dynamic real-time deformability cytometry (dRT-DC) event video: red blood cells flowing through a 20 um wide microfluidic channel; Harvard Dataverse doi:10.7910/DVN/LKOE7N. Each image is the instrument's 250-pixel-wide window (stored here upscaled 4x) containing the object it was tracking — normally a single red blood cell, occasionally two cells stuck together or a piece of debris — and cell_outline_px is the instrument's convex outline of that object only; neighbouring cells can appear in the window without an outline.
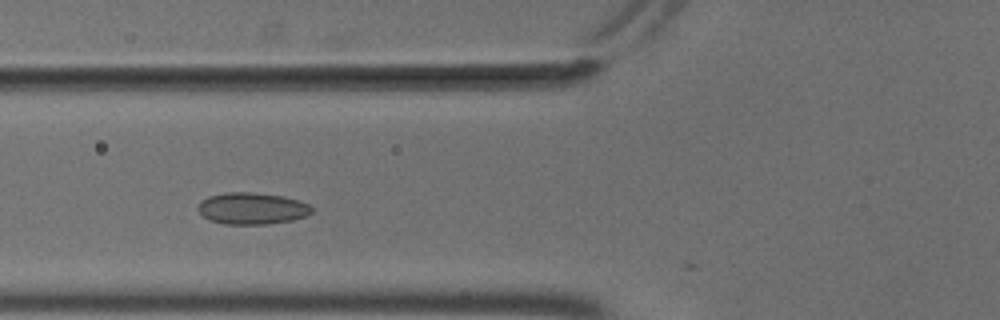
{"species": "common noctule bat (a hibernating species)", "species_latin": "Nyctalus noctula", "temperature_condition": "cold", "stored_images_in_passage": 17, "camera_frame_rate_fps": 3000, "um_per_image_px": 0.085, "animal": {"sex": "male", "body_mass_g": 18.8}, "frame": {"image": 1, "passage_image": 7, "time_ms": 2.0, "image_size_px": [1000, 320], "cell_outline_px": [[312, 212], [308, 216], [292, 220], [268, 224], [224, 224], [208, 220], [196, 208], [208, 196], [224, 192], [252, 192], [284, 196], [308, 204], [312, 208]], "centroid_in_image_um": [21.43, 17.72], "position_along_channel_um": 104.4, "area_um2": 21.04}}
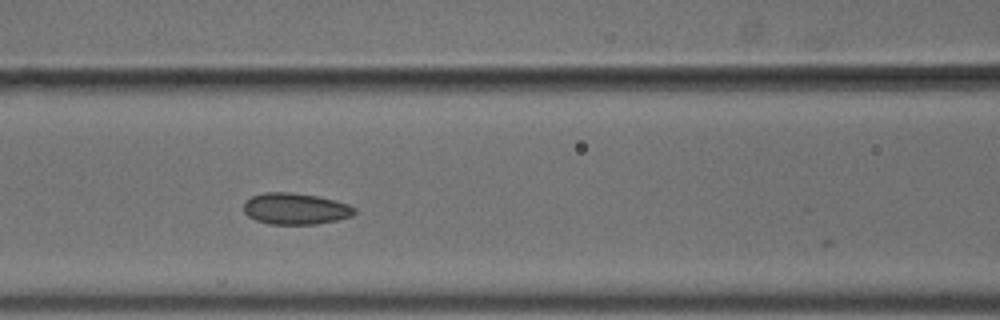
{"frame": {"image": 2, "passage_image": 10, "time_ms": 3.0, "image_size_px": [1000, 320], "cell_outline_px": [[356, 212], [352, 216], [336, 220], [316, 224], [268, 224], [256, 220], [248, 216], [244, 212], [244, 200], [252, 196], [264, 192], [288, 192], [320, 196], [348, 204], [356, 208]], "centroid_in_image_um": [25.1, 17.74], "position_along_channel_um": 141.5, "area_um2": 20.4}}
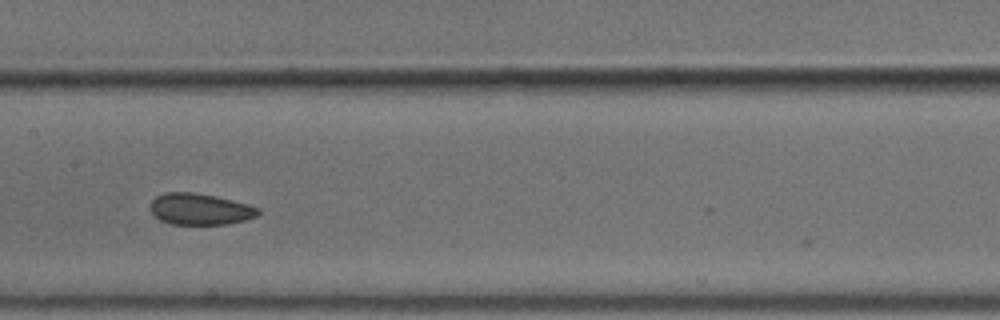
{"frame": {"image": 3, "passage_image": 14, "time_ms": 4.333, "image_size_px": [1000, 320], "cell_outline_px": [[260, 212], [256, 216], [244, 220], [228, 224], [172, 224], [160, 220], [152, 212], [152, 200], [156, 196], [164, 192], [192, 192], [216, 196], [248, 204], [260, 208]], "centroid_in_image_um": [17.02, 17.77], "position_along_channel_um": 190.4, "area_um2": 19.59}}